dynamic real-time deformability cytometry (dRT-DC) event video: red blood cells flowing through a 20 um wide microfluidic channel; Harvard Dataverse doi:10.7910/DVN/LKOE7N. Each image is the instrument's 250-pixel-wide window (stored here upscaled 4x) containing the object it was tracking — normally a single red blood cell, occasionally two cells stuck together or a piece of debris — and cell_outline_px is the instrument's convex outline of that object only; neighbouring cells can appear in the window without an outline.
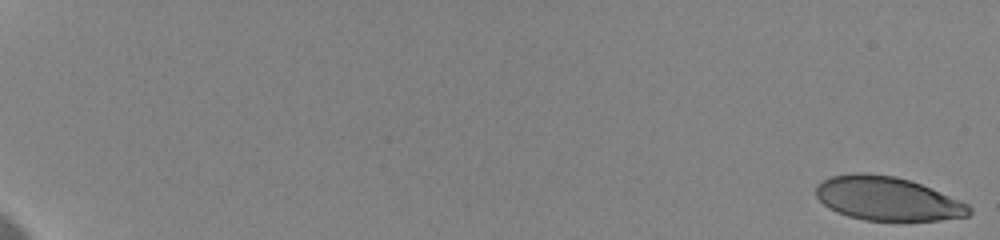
{"species": "human", "species_latin": "Homo sapiens", "temperature_condition": "cold", "stored_images_in_passage": 17, "camera_frame_rate_fps": 3000, "um_per_image_px": 0.085, "donor": {"sex": "female"}, "frame": {"image": 1, "passage_image": 1, "time_ms": 0.0, "image_size_px": [1000, 240], "cell_outline_px": [[972, 212], [968, 216], [936, 220], [864, 220], [848, 216], [836, 212], [828, 208], [816, 196], [816, 188], [824, 180], [832, 176], [852, 172], [860, 172], [896, 176], [920, 184], [968, 204], [972, 208]], "centroid_in_image_um": [75.4, 16.88], "position_along_channel_um": 9.6, "area_um2": 38.73}}
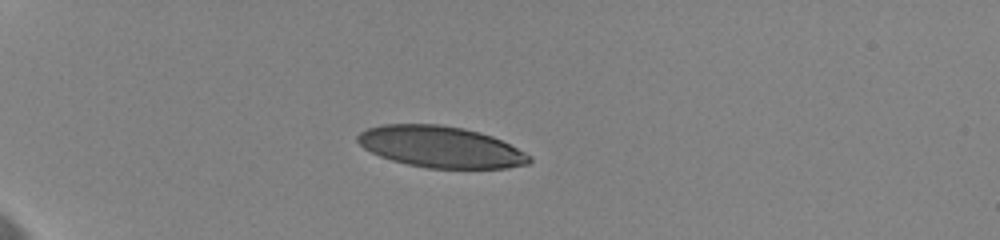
{"frame": {"image": 2, "passage_image": 14, "time_ms": 6.0, "image_size_px": [1000, 240], "cell_outline_px": [[532, 160], [528, 164], [508, 168], [428, 168], [408, 164], [392, 160], [380, 156], [364, 148], [356, 140], [356, 136], [360, 132], [368, 128], [384, 124], [440, 124], [464, 128], [480, 132], [492, 136], [532, 156]], "centroid_in_image_um": [37.45, 12.48], "position_along_channel_um": 47.5, "area_um2": 41.27}}